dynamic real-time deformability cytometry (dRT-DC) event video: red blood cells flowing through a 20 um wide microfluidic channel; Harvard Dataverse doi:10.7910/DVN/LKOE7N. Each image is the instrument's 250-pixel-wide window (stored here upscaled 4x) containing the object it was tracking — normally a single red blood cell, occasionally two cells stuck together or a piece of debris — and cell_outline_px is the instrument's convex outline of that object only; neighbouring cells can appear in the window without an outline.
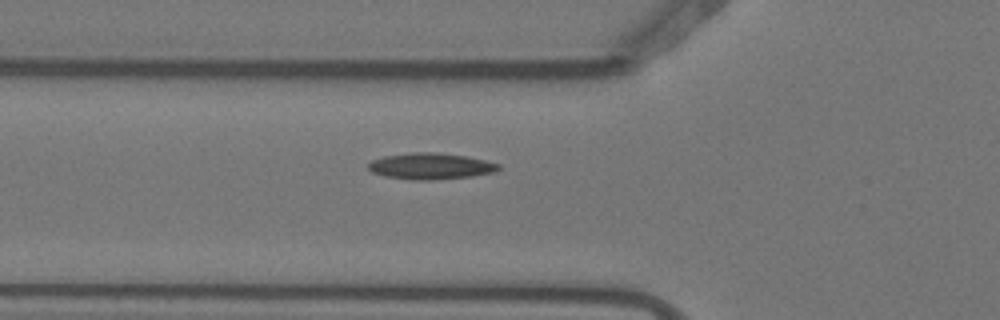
{"species": "Egyptian fruit bat (a non-hibernating species)", "species_latin": "Rousettus aegyptiacus", "temperature_condition": "warm", "stored_images_in_passage": 6, "camera_frame_rate_fps": 3000, "um_per_image_px": 0.085, "animal": {"sex": "female"}, "frame": {"image": 1, "passage_image": 6, "time_ms": 1.667, "image_size_px": [1000, 320], "cell_outline_px": [[500, 168], [492, 172], [472, 176], [432, 180], [412, 180], [384, 176], [372, 172], [368, 168], [368, 164], [372, 160], [384, 156], [412, 152], [436, 152], [464, 156], [484, 160], [500, 164]], "centroid_in_image_um": [36.57, 14.12], "position_along_channel_um": 89.2, "area_um2": 19.83}}